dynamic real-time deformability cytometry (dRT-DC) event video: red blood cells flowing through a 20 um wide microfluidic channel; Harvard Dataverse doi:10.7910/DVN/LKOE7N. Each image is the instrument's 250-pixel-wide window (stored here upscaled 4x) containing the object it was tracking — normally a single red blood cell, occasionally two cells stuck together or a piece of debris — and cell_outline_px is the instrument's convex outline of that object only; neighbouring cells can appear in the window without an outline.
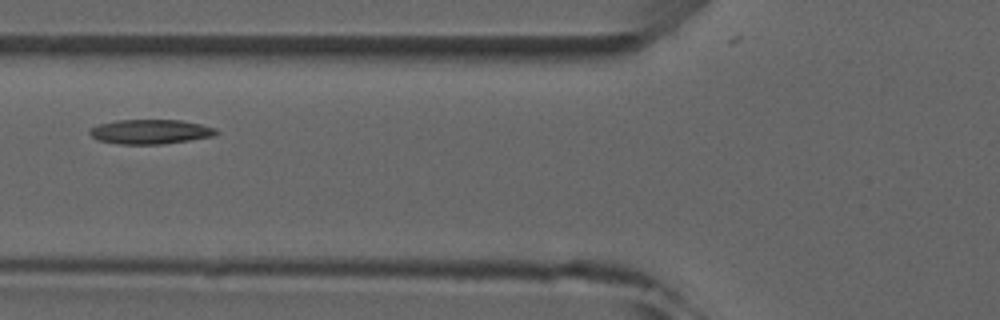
{"species": "common noctule bat (a hibernating species)", "species_latin": "Nyctalus noctula", "temperature_condition": "room temperature", "stored_images_in_passage": 5, "camera_frame_rate_fps": 3000, "um_per_image_px": 0.085, "animal": {"sex": "male", "forearm_length_mm": 52.5}, "frame": {"image": 1, "passage_image": 3, "time_ms": 2.333, "image_size_px": [1000, 320], "cell_outline_px": [[220, 132], [212, 136], [164, 144], [116, 144], [96, 140], [88, 132], [92, 128], [100, 124], [116, 120], [180, 120], [200, 124], [216, 128]], "centroid_in_image_um": [12.77, 11.2], "position_along_channel_um": 113.0, "area_um2": 18.03}}
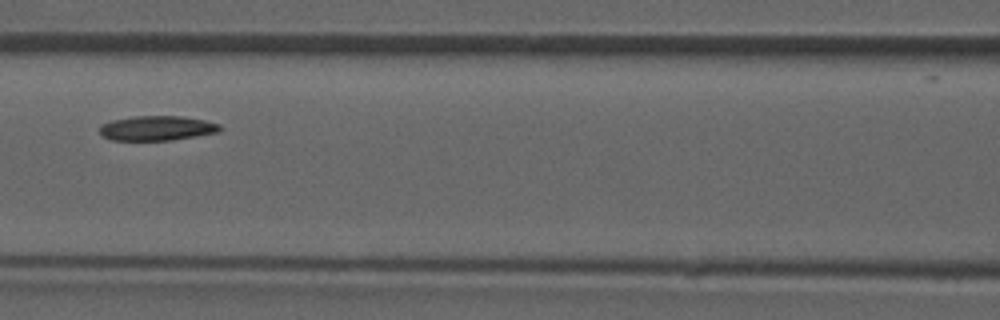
{"frame": {"image": 2, "passage_image": 4, "time_ms": 3.333, "image_size_px": [1000, 320], "cell_outline_px": [[220, 132], [172, 140], [112, 140], [104, 136], [100, 132], [100, 124], [112, 120], [132, 116], [180, 116], [204, 120], [220, 124]], "centroid_in_image_um": [13.34, 10.89], "position_along_channel_um": 153.3, "area_um2": 17.28}}